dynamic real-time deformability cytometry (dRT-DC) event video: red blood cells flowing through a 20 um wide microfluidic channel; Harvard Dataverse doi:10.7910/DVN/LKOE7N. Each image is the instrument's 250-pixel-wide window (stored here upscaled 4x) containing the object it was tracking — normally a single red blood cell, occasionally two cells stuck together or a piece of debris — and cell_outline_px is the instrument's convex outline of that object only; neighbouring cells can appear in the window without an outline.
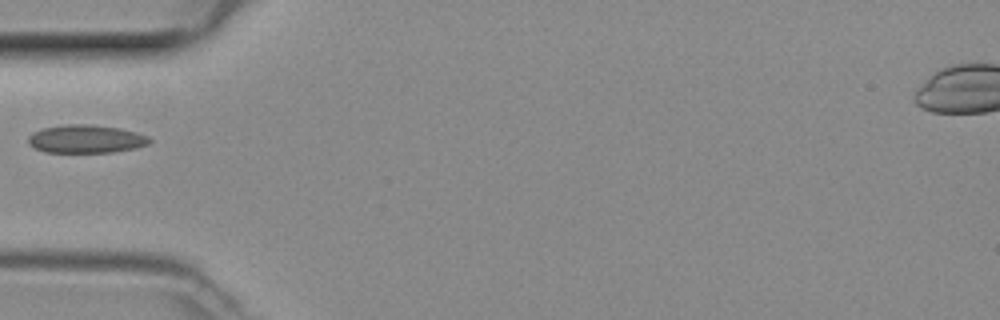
{"species": "common noctule bat (a hibernating species)", "species_latin": "Nyctalus noctula", "temperature_condition": "room temperature", "stored_images_in_passage": 33, "camera_frame_rate_fps": 3000, "um_per_image_px": 0.085, "animal": {"sex": "female", "body_mass_g": 29.2, "forearm_length_mm": 56.3}, "frame": {"image": 1, "passage_image": 1, "time_ms": 0.0, "image_size_px": [1000, 320], "cell_outline_px": [[152, 140], [148, 144], [136, 148], [112, 152], [44, 152], [28, 144], [28, 136], [32, 132], [44, 128], [64, 124], [92, 124], [120, 128], [136, 132], [148, 136]], "centroid_in_image_um": [7.31, 11.8], "position_along_channel_um": 77.7, "area_um2": 20.0}}
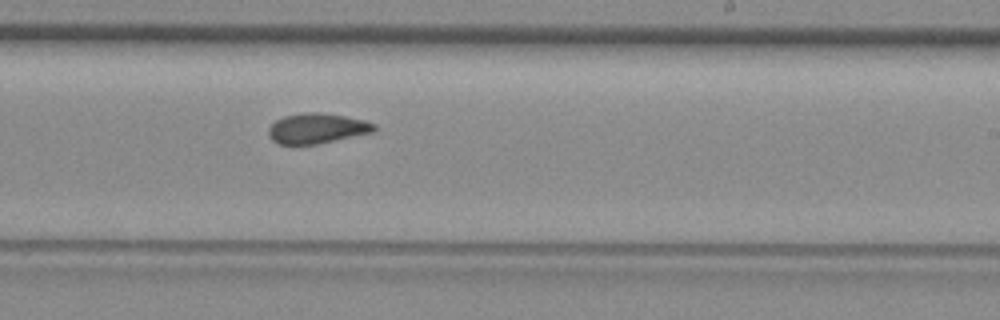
{"frame": {"image": 2, "passage_image": 14, "time_ms": 4.333, "image_size_px": [1000, 320], "cell_outline_px": [[376, 128], [372, 132], [336, 140], [316, 144], [276, 144], [268, 136], [268, 128], [276, 120], [284, 116], [300, 112], [320, 112], [344, 116], [364, 120], [376, 124]], "centroid_in_image_um": [26.9, 10.9], "position_along_channel_um": 262.1, "area_um2": 18.61}}
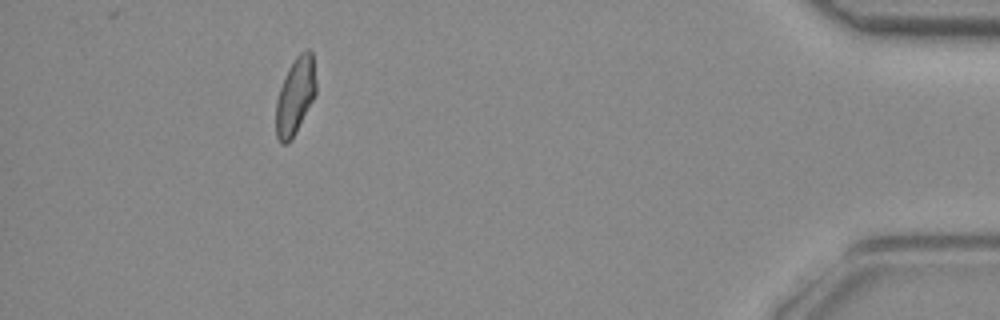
{"frame": {"image": 3, "passage_image": 29, "time_ms": 9.333, "image_size_px": [1000, 320], "cell_outline_px": [[316, 92], [296, 132], [284, 144], [280, 144], [276, 136], [276, 100], [280, 88], [288, 68], [296, 56], [300, 52], [308, 48], [312, 52], [316, 84]], "centroid_in_image_um": [25.09, 8.12], "position_along_channel_um": 410.1, "area_um2": 17.69}}